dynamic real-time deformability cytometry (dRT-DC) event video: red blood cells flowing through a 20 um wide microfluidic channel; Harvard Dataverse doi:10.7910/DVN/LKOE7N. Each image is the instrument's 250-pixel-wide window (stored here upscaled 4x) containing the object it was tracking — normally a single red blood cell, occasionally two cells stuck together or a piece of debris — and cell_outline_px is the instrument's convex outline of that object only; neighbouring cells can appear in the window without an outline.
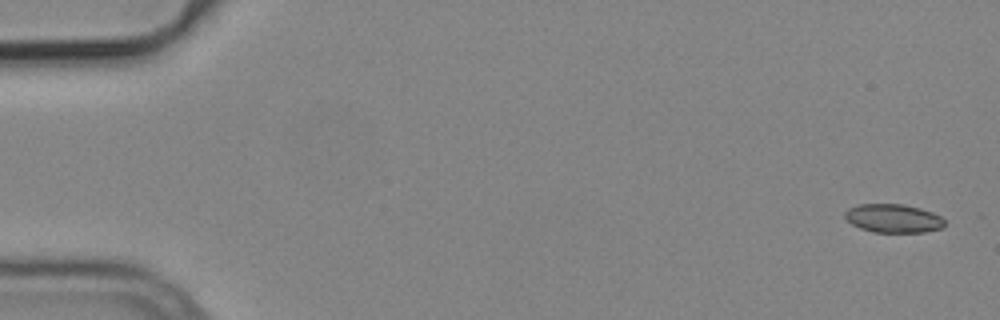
{"species": "common noctule bat (a hibernating species)", "species_latin": "Nyctalus noctula", "temperature_condition": "cold", "stored_images_in_passage": 5, "camera_frame_rate_fps": 3000, "um_per_image_px": 0.085, "animal": {"sex": "male", "body_mass_g": 19.2, "forearm_length_mm": 51.8}, "frame": {"image": 1, "passage_image": 1, "time_ms": 0.0, "image_size_px": [1000, 320], "cell_outline_px": [[944, 228], [924, 232], [876, 232], [860, 228], [852, 224], [844, 216], [844, 212], [848, 208], [860, 204], [904, 204], [920, 208], [932, 212], [940, 216], [944, 220]], "centroid_in_image_um": [75.94, 18.56], "position_along_channel_um": 9.1, "area_um2": 16.59}}
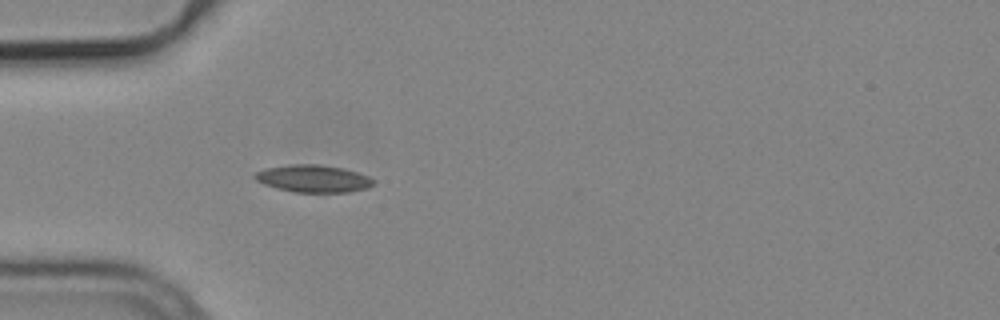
{"frame": {"image": 2, "passage_image": 5, "time_ms": 1.333, "image_size_px": [1000, 320], "cell_outline_px": [[376, 180], [368, 188], [348, 192], [292, 192], [276, 188], [264, 184], [256, 180], [252, 176], [256, 172], [264, 168], [292, 164], [320, 164], [340, 168], [356, 172], [368, 176]], "centroid_in_image_um": [26.6, 15.18], "position_along_channel_um": 58.4, "area_um2": 18.9}}